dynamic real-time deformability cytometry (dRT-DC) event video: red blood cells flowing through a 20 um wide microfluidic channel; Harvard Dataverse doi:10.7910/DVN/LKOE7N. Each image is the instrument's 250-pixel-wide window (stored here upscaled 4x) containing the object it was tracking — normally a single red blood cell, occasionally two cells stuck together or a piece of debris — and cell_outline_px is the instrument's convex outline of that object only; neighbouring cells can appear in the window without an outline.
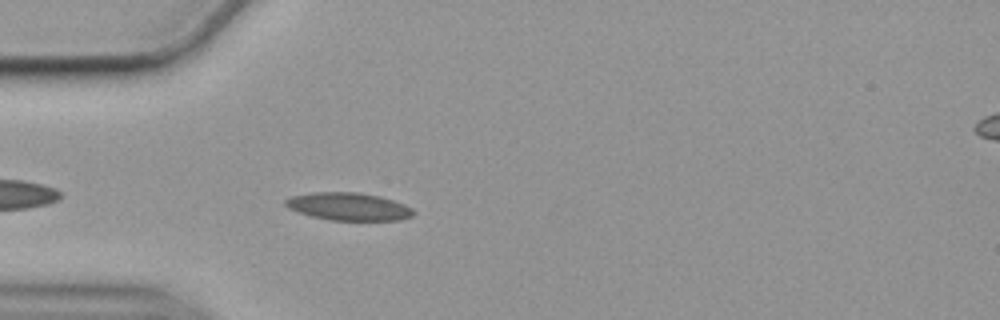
{"species": "common noctule bat (a hibernating species)", "species_latin": "Nyctalus noctula", "temperature_condition": "cold", "stored_images_in_passage": 44, "camera_frame_rate_fps": 3000, "um_per_image_px": 0.085, "animal": {"sex": "female", "body_mass_g": 19.9}, "frame": {"image": 1, "passage_image": 4, "time_ms": 1.0, "image_size_px": [1000, 320], "cell_outline_px": [[416, 212], [412, 216], [400, 220], [332, 220], [312, 216], [288, 208], [284, 204], [284, 200], [292, 196], [316, 192], [360, 192], [380, 196], [404, 204], [412, 208]], "centroid_in_image_um": [29.65, 17.55], "position_along_channel_um": 55.3, "area_um2": 20.58}}
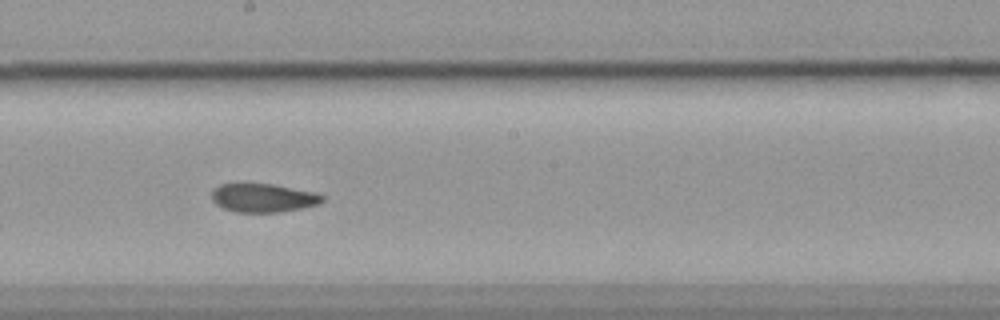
{"frame": {"image": 2, "passage_image": 19, "time_ms": 6.0, "image_size_px": [1000, 320], "cell_outline_px": [[324, 200], [320, 204], [304, 208], [280, 212], [236, 212], [224, 208], [216, 204], [212, 200], [212, 192], [220, 184], [272, 184], [316, 192], [324, 196]], "centroid_in_image_um": [22.42, 16.83], "position_along_channel_um": 225.8, "area_um2": 18.44}}
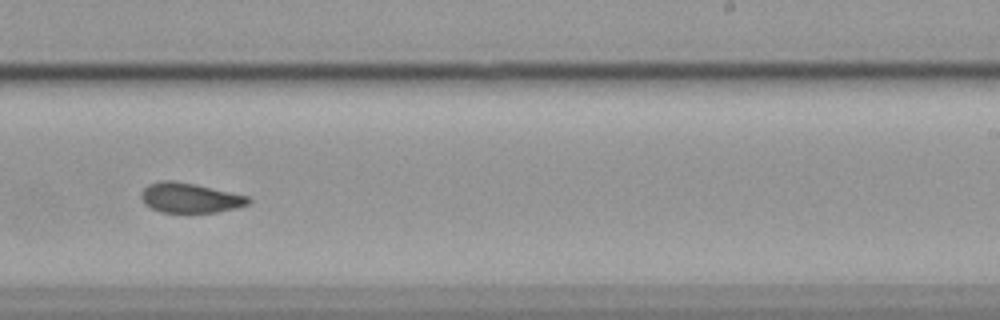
{"frame": {"image": 3, "passage_image": 23, "time_ms": 7.333, "image_size_px": [1000, 320], "cell_outline_px": [[252, 200], [248, 204], [236, 208], [216, 212], [160, 212], [144, 204], [140, 196], [140, 192], [148, 184], [160, 180], [172, 180], [196, 184], [248, 196]], "centroid_in_image_um": [16.12, 16.81], "position_along_channel_um": 272.9, "area_um2": 18.73}, "authors_computed_cell_mechanics": {"area_um2": 19.3919, "velocity_mm_per_s": 3.533, "shape_relaxation_time_tau1_ms": null, "shape_relaxation_time_tau2_ms": 3.3164, "deformation_change_tau1": null, "deformation_change_tau2": 0.0757}}